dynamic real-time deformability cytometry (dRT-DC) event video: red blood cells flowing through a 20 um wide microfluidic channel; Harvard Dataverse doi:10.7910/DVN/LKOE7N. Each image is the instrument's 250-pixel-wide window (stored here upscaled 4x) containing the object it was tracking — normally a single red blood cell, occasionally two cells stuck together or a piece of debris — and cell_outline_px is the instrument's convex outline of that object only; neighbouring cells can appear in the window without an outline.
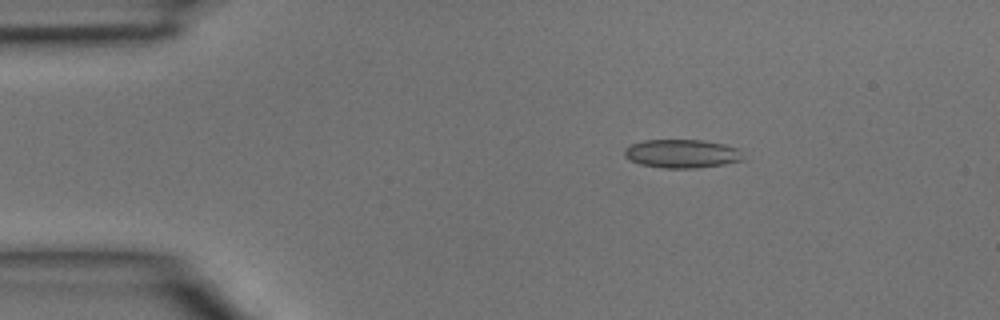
{"species": "common noctule bat (a hibernating species)", "species_latin": "Nyctalus noctula", "temperature_condition": "room temperature", "stored_images_in_passage": 3, "camera_frame_rate_fps": 3000, "um_per_image_px": 0.085, "animal": {"sex": "male", "body_mass_g": 15.6}, "frame": {"image": 1, "passage_image": 2, "time_ms": 0.333, "image_size_px": [1000, 320], "cell_outline_px": [[748, 160], [724, 164], [696, 168], [664, 168], [640, 164], [628, 160], [624, 156], [624, 148], [632, 144], [644, 140], [704, 140], [724, 144], [740, 148]], "centroid_in_image_um": [58.03, 13.06], "position_along_channel_um": 27.0, "area_um2": 20.17}}